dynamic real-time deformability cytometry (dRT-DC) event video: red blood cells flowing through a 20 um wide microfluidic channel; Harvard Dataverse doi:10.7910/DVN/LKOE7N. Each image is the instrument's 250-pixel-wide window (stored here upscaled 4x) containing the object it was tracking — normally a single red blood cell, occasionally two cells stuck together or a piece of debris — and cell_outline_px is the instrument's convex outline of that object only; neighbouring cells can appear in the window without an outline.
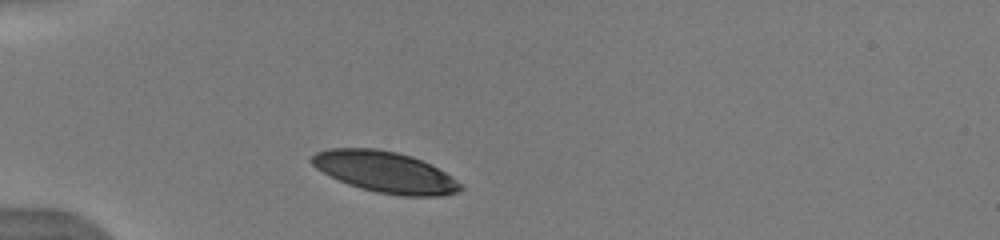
{"species": "human", "species_latin": "Homo sapiens", "temperature_condition": "warm", "stored_images_in_passage": 14, "camera_frame_rate_fps": 3000, "um_per_image_px": 0.085, "donor": {"sex": "male"}, "frame": {"image": 1, "passage_image": 1, "time_ms": 0.0, "image_size_px": [1000, 240], "cell_outline_px": [[464, 188], [456, 192], [440, 196], [400, 196], [376, 192], [360, 188], [348, 184], [316, 168], [312, 164], [312, 156], [316, 152], [328, 148], [376, 148], [396, 152], [412, 156], [444, 172], [464, 184]], "centroid_in_image_um": [32.75, 14.63], "position_along_channel_um": 52.2, "area_um2": 35.37}}
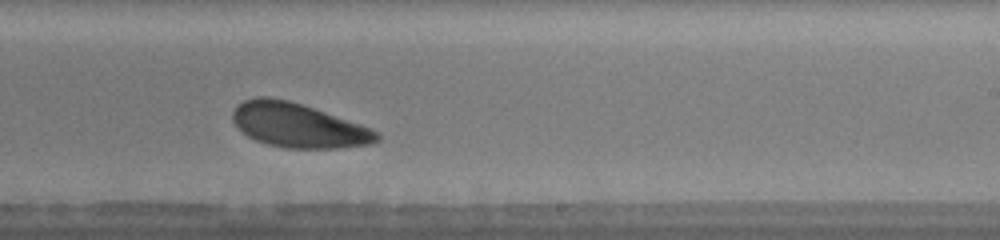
{"frame": {"image": 2, "passage_image": 7, "time_ms": 6.0, "image_size_px": [1000, 240], "cell_outline_px": [[380, 140], [372, 144], [336, 148], [284, 148], [268, 144], [256, 140], [248, 136], [232, 120], [232, 112], [236, 104], [244, 100], [256, 96], [268, 96], [288, 100], [372, 128], [380, 136]], "centroid_in_image_um": [25.33, 10.65], "position_along_channel_um": 263.7, "area_um2": 36.93}, "authors_computed_cell_mechanics": {"area_um2": 37.4255, "velocity_mm_per_s": 3.9063, "shape_relaxation_time_tau1_ms": 0.7321, "shape_relaxation_time_tau2_ms": null, "deformation_change_tau1": 0.0448, "deformation_change_tau2": null}}